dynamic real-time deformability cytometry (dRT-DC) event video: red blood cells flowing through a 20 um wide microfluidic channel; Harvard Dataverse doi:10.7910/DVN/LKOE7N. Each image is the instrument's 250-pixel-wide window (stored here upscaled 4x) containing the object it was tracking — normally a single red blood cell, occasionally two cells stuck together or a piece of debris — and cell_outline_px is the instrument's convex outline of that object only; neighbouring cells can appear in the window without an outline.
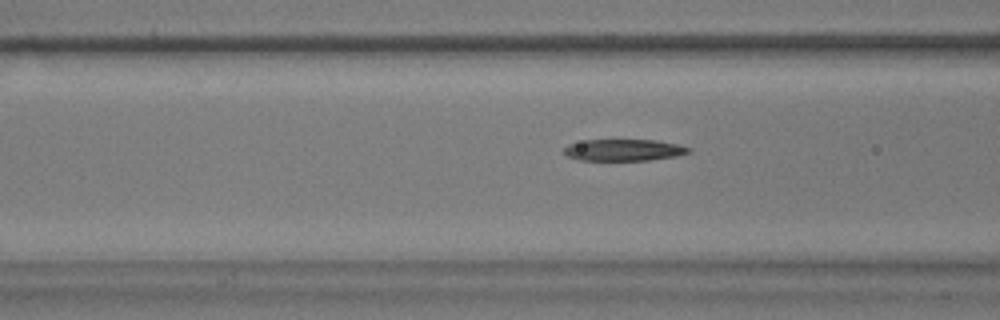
{"species": "common noctule bat (a hibernating species)", "species_latin": "Nyctalus noctula", "temperature_condition": "warm", "stored_images_in_passage": 11, "camera_frame_rate_fps": 3000, "um_per_image_px": 0.085, "animal": {"sex": "male", "body_mass_g": 17.9}, "frame": {"image": 1, "passage_image": 8, "time_ms": 2.333, "image_size_px": [1000, 320], "cell_outline_px": [[692, 152], [676, 156], [648, 160], [580, 160], [568, 156], [560, 152], [568, 144], [584, 140], [656, 140], [680, 144], [692, 148]], "centroid_in_image_um": [53.04, 12.74], "position_along_channel_um": 113.6, "area_um2": 15.9}}